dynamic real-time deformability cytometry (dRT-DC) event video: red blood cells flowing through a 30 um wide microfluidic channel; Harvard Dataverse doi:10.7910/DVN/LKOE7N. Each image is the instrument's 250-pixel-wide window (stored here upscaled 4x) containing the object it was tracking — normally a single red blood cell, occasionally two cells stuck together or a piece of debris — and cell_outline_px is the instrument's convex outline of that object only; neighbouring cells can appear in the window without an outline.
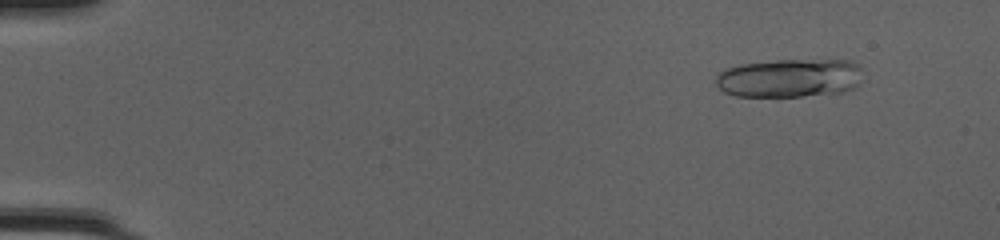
{"species": "common noctule bat (a hibernating species)", "species_latin": "Nyctalus noctula", "temperature_condition": "cold", "stored_images_in_passage": 20, "camera_frame_rate_fps": 3000, "um_per_image_px": 0.085, "animal": {"sex": "female", "body_mass_g": 20.0, "forearm_length_mm": 54.0}, "frame": {"image": 1, "passage_image": 6, "time_ms": 1.667, "image_size_px": [1000, 240], "cell_outline_px": [[860, 84], [856, 88], [844, 92], [800, 96], [736, 96], [724, 92], [716, 84], [716, 76], [724, 68], [740, 64], [776, 60], [848, 60], [856, 64], [860, 68]], "centroid_in_image_um": [67.11, 6.63], "position_along_channel_um": 17.9, "area_um2": 33.18}}
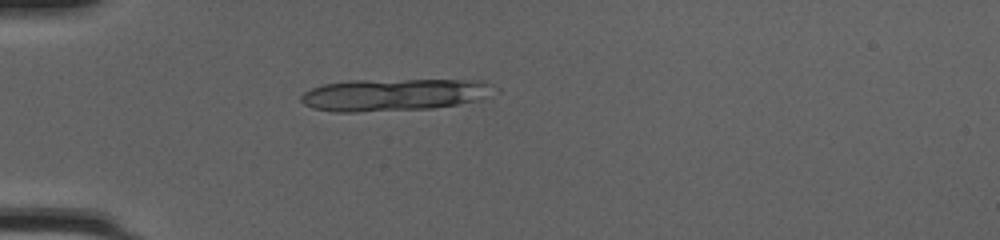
{"frame": {"image": 2, "passage_image": 16, "time_ms": 5.0, "image_size_px": [1000, 240], "cell_outline_px": [[500, 92], [476, 100], [456, 104], [432, 108], [356, 112], [332, 112], [312, 108], [304, 104], [300, 100], [300, 96], [304, 92], [312, 88], [324, 84], [348, 80], [484, 80], [500, 88]], "centroid_in_image_um": [33.54, 8.04], "position_along_channel_um": 51.5, "area_um2": 36.65}}